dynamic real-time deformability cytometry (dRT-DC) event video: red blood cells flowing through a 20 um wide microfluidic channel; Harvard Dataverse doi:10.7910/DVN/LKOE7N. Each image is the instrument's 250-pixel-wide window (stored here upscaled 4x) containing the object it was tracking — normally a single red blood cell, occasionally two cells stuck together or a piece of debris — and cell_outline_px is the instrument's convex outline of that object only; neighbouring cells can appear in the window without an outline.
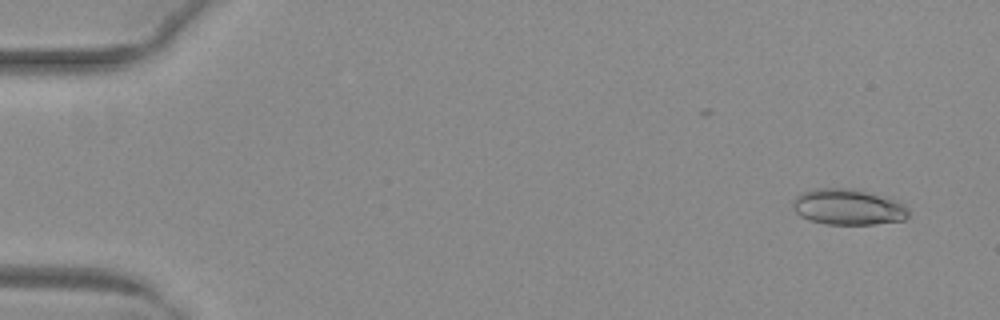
{"species": "common noctule bat (a hibernating species)", "species_latin": "Nyctalus noctula", "temperature_condition": "warm", "stored_images_in_passage": 51, "camera_frame_rate_fps": 3000, "um_per_image_px": 0.085, "animal": {"sex": "female", "body_mass_g": 29.2, "forearm_length_mm": 56.3}, "frame": {"image": 1, "passage_image": 3, "time_ms": 0.667, "image_size_px": [1000, 320], "cell_outline_px": [[908, 216], [904, 220], [876, 224], [828, 224], [808, 220], [800, 216], [792, 208], [792, 200], [800, 192], [816, 188], [856, 188], [900, 200], [908, 208]], "centroid_in_image_um": [72.09, 17.57], "position_along_channel_um": 12.9, "area_um2": 24.74}}
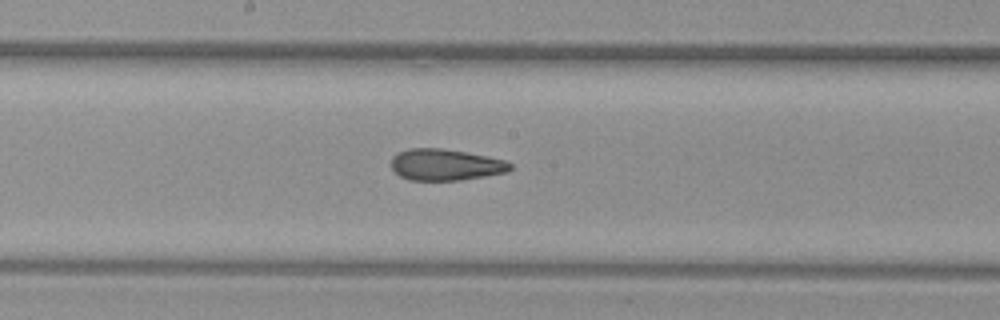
{"frame": {"image": 2, "passage_image": 28, "time_ms": 9.0, "image_size_px": [1000, 320], "cell_outline_px": [[512, 168], [508, 172], [460, 180], [408, 180], [400, 176], [392, 168], [392, 156], [396, 152], [408, 148], [440, 148], [488, 156], [504, 160], [512, 164]], "centroid_in_image_um": [37.85, 14.0], "position_along_channel_um": 210.3, "area_um2": 21.79}}
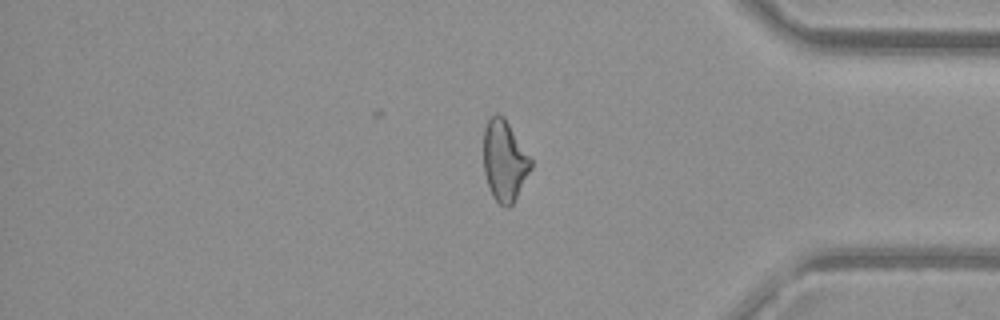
{"frame": {"image": 3, "passage_image": 43, "time_ms": 14.0, "image_size_px": [1000, 320], "cell_outline_px": [[532, 168], [512, 204], [508, 208], [504, 208], [492, 196], [484, 172], [484, 128], [488, 120], [496, 112], [504, 116], [532, 160]], "centroid_in_image_um": [42.88, 13.65], "position_along_channel_um": 392.3, "area_um2": 22.2}, "authors_computed_cell_mechanics": {"area_um2": 22.831, "velocity_mm_per_s": 4.0691, "shape_relaxation_time_tau1_ms": null, "shape_relaxation_time_tau2_ms": 2.342, "deformation_change_tau1": null, "deformation_change_tau2": 0.1036}}